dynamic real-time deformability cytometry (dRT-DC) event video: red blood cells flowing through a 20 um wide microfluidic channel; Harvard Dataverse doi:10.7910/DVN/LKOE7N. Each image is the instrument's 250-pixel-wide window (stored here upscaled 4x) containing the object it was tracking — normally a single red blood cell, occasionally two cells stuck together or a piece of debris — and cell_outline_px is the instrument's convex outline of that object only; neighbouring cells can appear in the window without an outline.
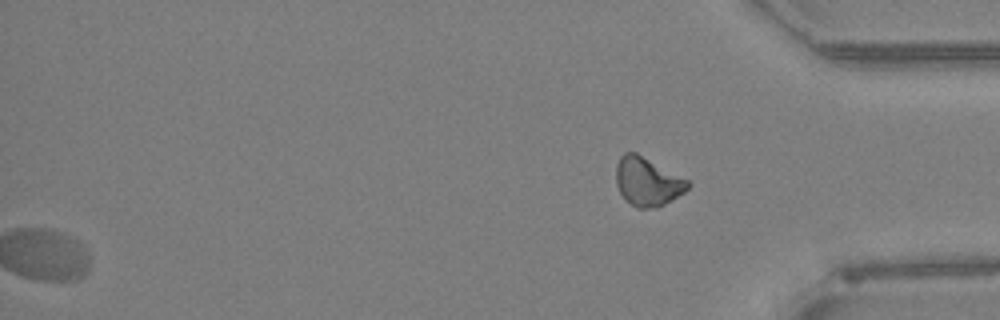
{"species": "Egyptian fruit bat (a non-hibernating species)", "species_latin": "Rousettus aegyptiacus", "temperature_condition": "warm", "stored_images_in_passage": 42, "segment_of_instrument_passage": [2, 2], "camera_frame_rate_fps": 3000, "um_per_image_px": 0.085, "animal": {"sex": "female"}, "frame": {"image": 1, "passage_image": 42, "time_ms": 13.667, "image_size_px": [1000, 320], "cell_outline_px": [[692, 184], [684, 192], [664, 204], [656, 208], [636, 208], [624, 200], [616, 184], [616, 164], [620, 156], [624, 152], [636, 152], [688, 180]], "centroid_in_image_um": [55.01, 15.44], "position_along_channel_um": 380.2, "area_um2": 20.35}}